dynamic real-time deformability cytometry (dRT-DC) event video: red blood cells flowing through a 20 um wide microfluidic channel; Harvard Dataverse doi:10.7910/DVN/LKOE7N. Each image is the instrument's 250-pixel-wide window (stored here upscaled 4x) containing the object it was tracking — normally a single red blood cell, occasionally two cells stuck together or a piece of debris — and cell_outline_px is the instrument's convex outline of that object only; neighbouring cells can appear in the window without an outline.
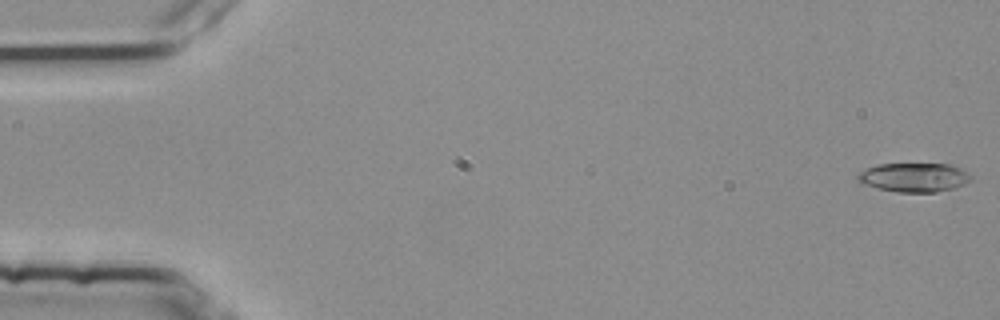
{"species": "common noctule bat (a hibernating species)", "species_latin": "Nyctalus noctula", "temperature_condition": "room temperature", "stored_images_in_passage": 54, "camera_frame_rate_fps": 3000, "um_per_image_px": 0.085, "animal": {"sex": "female", "body_mass_g": 25.1}, "frame": {"image": 1, "passage_image": 1, "time_ms": 0.0, "image_size_px": [1000, 320], "cell_outline_px": [[972, 180], [956, 188], [936, 192], [896, 192], [876, 188], [864, 184], [856, 180], [856, 172], [876, 164], [948, 164], [960, 168], [968, 172], [972, 176]], "centroid_in_image_um": [77.67, 15.08], "position_along_channel_um": 7.3, "area_um2": 19.48}}
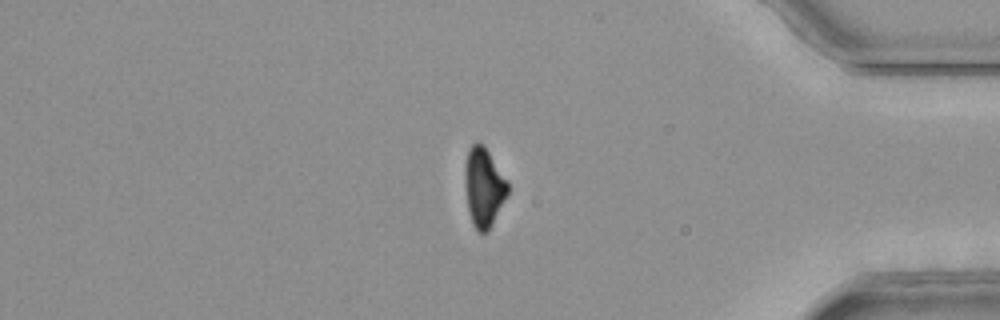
{"frame": {"image": 2, "passage_image": 46, "time_ms": 15.0, "image_size_px": [1000, 320], "cell_outline_px": [[508, 196], [488, 232], [476, 232], [472, 224], [468, 208], [464, 184], [464, 164], [468, 148], [476, 140], [484, 144], [508, 180]], "centroid_in_image_um": [41.11, 15.88], "position_along_channel_um": 394.1, "area_um2": 20.4}}
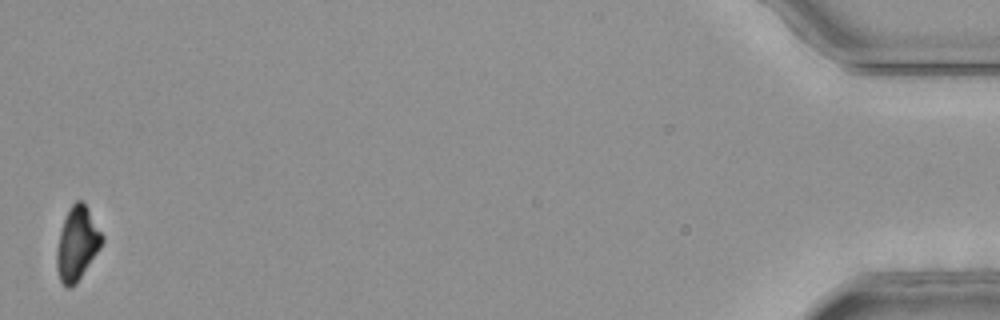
{"frame": {"image": 3, "passage_image": 54, "time_ms": 17.667, "image_size_px": [1000, 320], "cell_outline_px": [[104, 240], [100, 248], [76, 284], [72, 288], [68, 288], [60, 280], [56, 268], [56, 248], [60, 232], [64, 220], [72, 204], [76, 200], [80, 200], [88, 208], [104, 236]], "centroid_in_image_um": [6.56, 20.73], "position_along_channel_um": 428.6, "area_um2": 19.31}, "authors_computed_cell_mechanics": {"area_um2": 20.23, "velocity_mm_per_s": 3.7948, "shape_relaxation_time_tau1_ms": 6.355, "shape_relaxation_time_tau2_ms": null, "deformation_change_tau1": 0.1579, "deformation_change_tau2": null}}